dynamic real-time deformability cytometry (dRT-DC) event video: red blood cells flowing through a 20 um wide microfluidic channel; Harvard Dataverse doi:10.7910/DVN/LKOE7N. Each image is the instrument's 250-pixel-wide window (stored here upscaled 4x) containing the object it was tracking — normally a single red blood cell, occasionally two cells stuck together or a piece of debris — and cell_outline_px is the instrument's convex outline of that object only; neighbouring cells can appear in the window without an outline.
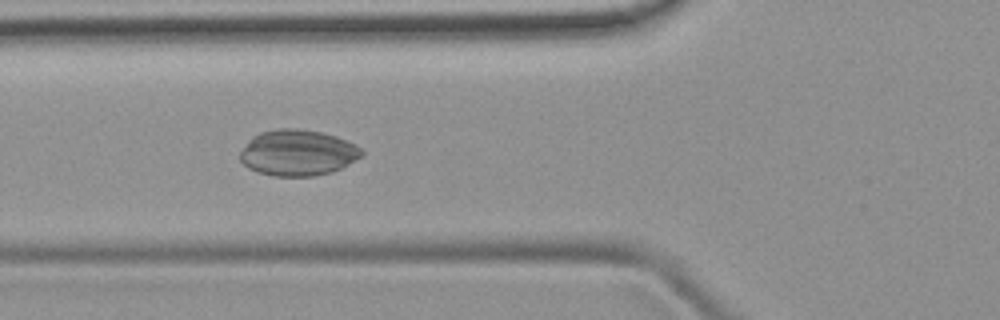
{"species": "common noctule bat (a hibernating species)", "species_latin": "Nyctalus noctula", "temperature_condition": "room temperature", "stored_images_in_passage": 9, "camera_frame_rate_fps": 3000, "um_per_image_px": 0.085, "animal": {"sex": "female", "body_mass_g": 19.9}, "frame": {"image": 1, "passage_image": 6, "time_ms": 5.667, "image_size_px": [1000, 320], "cell_outline_px": [[364, 156], [332, 172], [312, 176], [272, 176], [256, 172], [248, 168], [240, 160], [240, 152], [248, 140], [252, 136], [260, 132], [280, 128], [296, 128], [320, 132], [336, 136], [356, 144], [364, 152]], "centroid_in_image_um": [25.3, 12.98], "position_along_channel_um": 100.5, "area_um2": 32.77}}
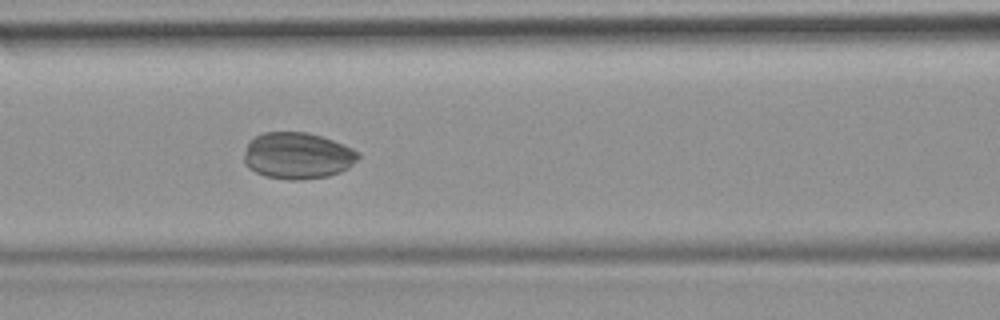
{"frame": {"image": 2, "passage_image": 7, "time_ms": 6.667, "image_size_px": [1000, 320], "cell_outline_px": [[360, 156], [348, 168], [340, 172], [328, 176], [300, 180], [288, 180], [264, 176], [248, 168], [244, 164], [244, 152], [248, 140], [264, 132], [308, 132], [332, 140], [352, 148], [360, 152]], "centroid_in_image_um": [25.26, 13.24], "position_along_channel_um": 141.3, "area_um2": 31.15}}
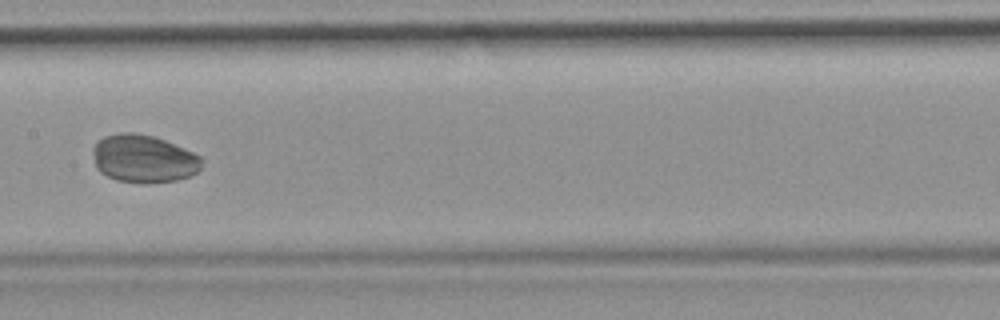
{"frame": {"image": 3, "passage_image": 8, "time_ms": 8.0, "image_size_px": [1000, 320], "cell_outline_px": [[200, 168], [196, 172], [188, 176], [176, 180], [148, 184], [140, 184], [116, 180], [100, 172], [96, 168], [92, 152], [92, 148], [104, 136], [120, 132], [136, 132], [152, 136], [164, 140], [192, 152], [200, 156]], "centroid_in_image_um": [12.15, 13.5], "position_along_channel_um": 195.2, "area_um2": 30.35}}